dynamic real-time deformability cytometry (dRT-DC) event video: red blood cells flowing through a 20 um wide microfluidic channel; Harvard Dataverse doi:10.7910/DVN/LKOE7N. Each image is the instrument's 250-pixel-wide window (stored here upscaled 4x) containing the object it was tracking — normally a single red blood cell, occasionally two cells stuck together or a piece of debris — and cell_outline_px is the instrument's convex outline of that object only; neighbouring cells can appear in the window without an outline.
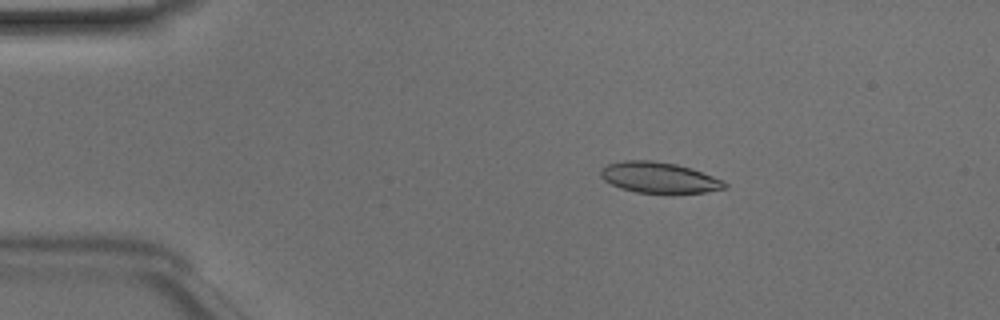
{"species": "Egyptian fruit bat (a non-hibernating species)", "species_latin": "Rousettus aegyptiacus", "temperature_condition": "room temperature", "stored_images_in_passage": 49, "camera_frame_rate_fps": 3000, "um_per_image_px": 0.085, "animal": {"sex": "male"}, "frame": {"image": 1, "passage_image": 9, "time_ms": 2.667, "image_size_px": [1000, 320], "cell_outline_px": [[728, 184], [724, 188], [704, 192], [672, 196], [668, 196], [636, 192], [620, 188], [604, 180], [600, 176], [600, 172], [608, 164], [624, 160], [652, 160], [676, 164], [692, 168], [712, 176]], "centroid_in_image_um": [56.03, 15.14], "position_along_channel_um": 29.0, "area_um2": 22.83}}
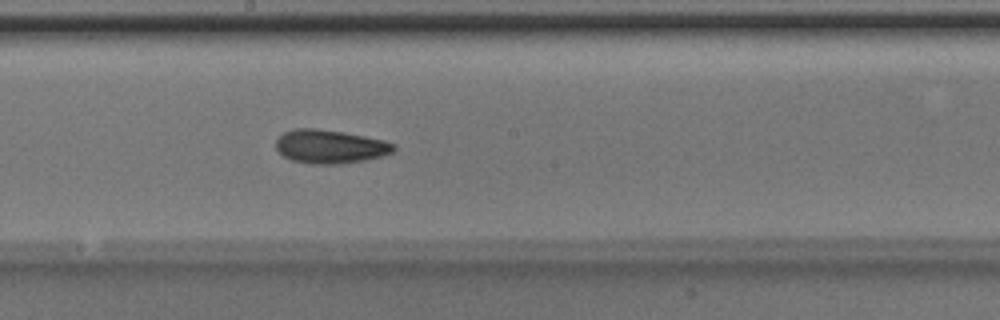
{"frame": {"image": 2, "passage_image": 27, "time_ms": 8.667, "image_size_px": [1000, 320], "cell_outline_px": [[396, 148], [392, 152], [380, 156], [364, 160], [340, 164], [308, 164], [292, 160], [284, 156], [276, 148], [276, 140], [284, 132], [296, 128], [316, 128], [344, 132], [384, 140], [396, 144]], "centroid_in_image_um": [28.05, 12.45], "position_along_channel_um": 220.1, "area_um2": 23.06}}
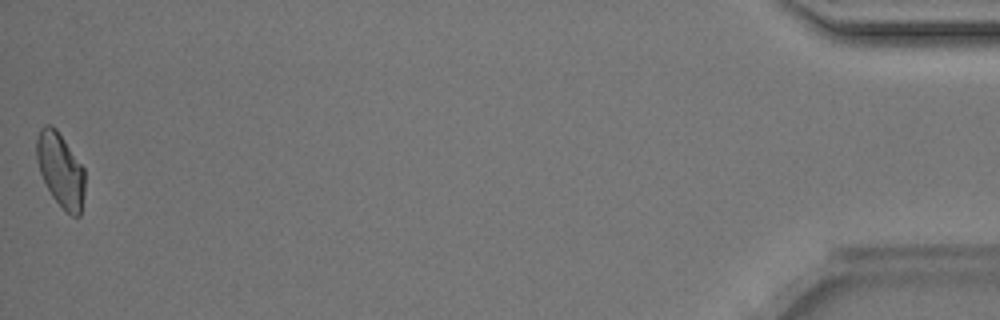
{"frame": {"image": 3, "passage_image": 49, "time_ms": 16.0, "image_size_px": [1000, 320], "cell_outline_px": [[84, 192], [80, 216], [72, 216], [52, 196], [40, 172], [36, 160], [36, 140], [40, 128], [44, 124], [52, 124], [56, 128], [84, 168]], "centroid_in_image_um": [5.13, 14.4], "position_along_channel_um": 430.1, "area_um2": 20.63}, "authors_computed_cell_mechanics": {"area_um2": 22.253, "velocity_mm_per_s": 4.1581, "shape_relaxation_time_tau1_ms": 3.0356, "shape_relaxation_time_tau2_ms": 3.431, "deformation_change_tau1": 0.113, "deformation_change_tau2": 0.0955}}